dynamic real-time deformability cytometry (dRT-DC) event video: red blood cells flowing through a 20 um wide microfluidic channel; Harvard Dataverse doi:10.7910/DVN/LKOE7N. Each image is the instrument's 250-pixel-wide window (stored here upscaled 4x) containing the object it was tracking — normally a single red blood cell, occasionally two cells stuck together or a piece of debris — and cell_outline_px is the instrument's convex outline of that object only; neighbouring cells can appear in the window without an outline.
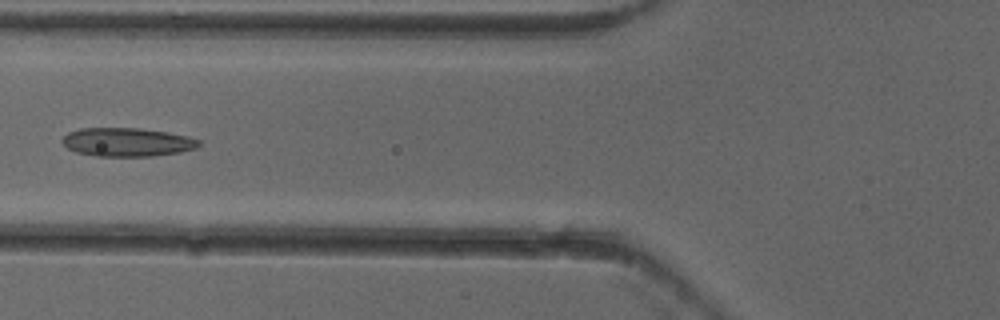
{"species": "common noctule bat (a hibernating species)", "species_latin": "Nyctalus noctula", "temperature_condition": "cold", "stored_images_in_passage": 7, "camera_frame_rate_fps": 3000, "um_per_image_px": 0.085, "animal": {"sex": "female"}, "frame": {"image": 1, "passage_image": 6, "time_ms": 1.667, "image_size_px": [1000, 320], "cell_outline_px": [[200, 144], [196, 148], [180, 152], [152, 156], [96, 156], [76, 152], [68, 148], [60, 140], [68, 132], [80, 128], [140, 128], [168, 132], [188, 136], [200, 140]], "centroid_in_image_um": [10.8, 12.07], "position_along_channel_um": 115.0, "area_um2": 22.83}}
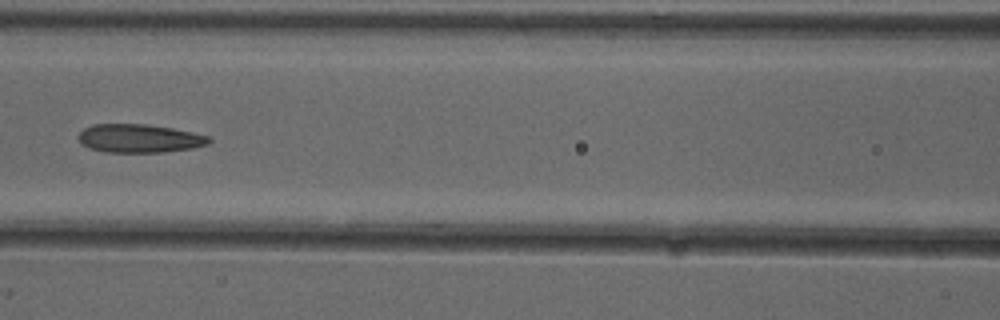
{"frame": {"image": 2, "passage_image": 7, "time_ms": 2.0, "image_size_px": [1000, 320], "cell_outline_px": [[212, 140], [208, 144], [192, 148], [160, 152], [104, 152], [88, 148], [80, 144], [80, 132], [84, 128], [92, 124], [144, 124], [172, 128], [192, 132], [208, 136]], "centroid_in_image_um": [11.82, 11.76], "position_along_channel_um": 154.8, "area_um2": 21.56}}